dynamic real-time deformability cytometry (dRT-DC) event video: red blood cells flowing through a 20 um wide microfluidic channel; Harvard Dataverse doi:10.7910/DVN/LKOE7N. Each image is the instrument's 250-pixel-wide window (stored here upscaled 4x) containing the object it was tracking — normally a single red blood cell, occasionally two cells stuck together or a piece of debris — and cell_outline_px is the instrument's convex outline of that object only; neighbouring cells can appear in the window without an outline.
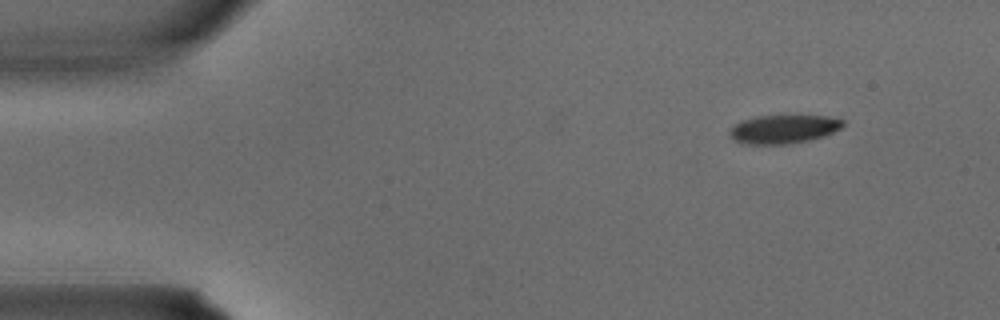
{"species": "common noctule bat (a hibernating species)", "species_latin": "Nyctalus noctula", "temperature_condition": "warm", "stored_images_in_passage": 3, "camera_frame_rate_fps": 3000, "um_per_image_px": 0.085, "animal": {"sex": "male", "body_mass_g": 15.6}, "frame": {"image": 1, "passage_image": 1, "time_ms": 0.0, "image_size_px": [1000, 320], "cell_outline_px": [[844, 124], [840, 128], [824, 136], [808, 140], [788, 144], [740, 144], [732, 140], [728, 132], [736, 124], [744, 120], [756, 116], [828, 116], [844, 120]], "centroid_in_image_um": [66.57, 10.99], "position_along_channel_um": 18.4, "area_um2": 18.79}}
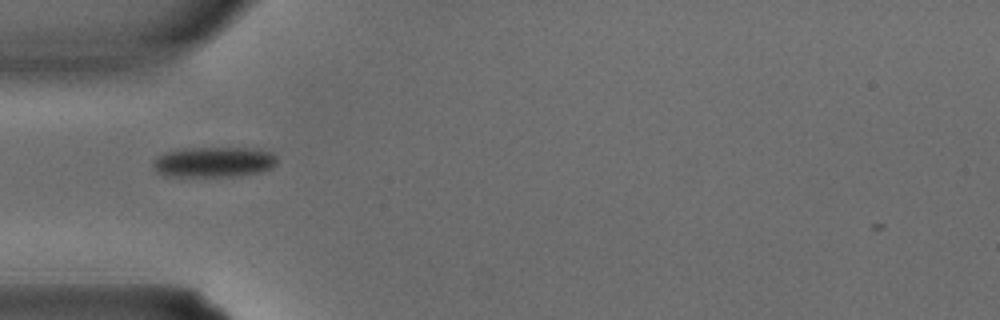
{"frame": {"image": 2, "passage_image": 3, "time_ms": 0.667, "image_size_px": [1000, 320], "cell_outline_px": [[276, 164], [272, 168], [260, 172], [240, 176], [164, 176], [156, 172], [152, 168], [152, 160], [156, 156], [164, 152], [184, 148], [248, 148], [272, 152], [276, 156]], "centroid_in_image_um": [18.12, 13.77], "position_along_channel_um": 66.9, "area_um2": 22.25}}